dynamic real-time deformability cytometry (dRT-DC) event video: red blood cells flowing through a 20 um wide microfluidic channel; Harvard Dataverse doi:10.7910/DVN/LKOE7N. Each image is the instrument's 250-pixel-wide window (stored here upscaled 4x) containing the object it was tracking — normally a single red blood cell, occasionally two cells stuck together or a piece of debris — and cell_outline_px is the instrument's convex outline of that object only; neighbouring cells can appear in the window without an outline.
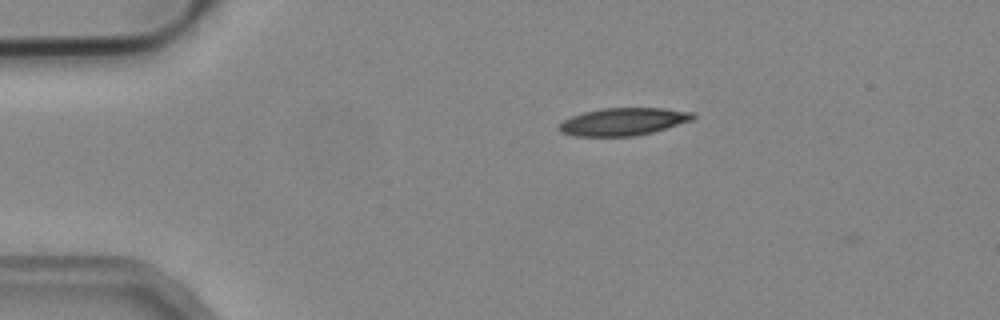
{"species": "common noctule bat (a hibernating species)", "species_latin": "Nyctalus noctula", "temperature_condition": "cold", "stored_images_in_passage": 2, "camera_frame_rate_fps": 3000, "um_per_image_px": 0.085, "animal": {"sex": "male", "body_mass_g": 19.2, "forearm_length_mm": 51.8}, "frame": {"image": 1, "passage_image": 1, "time_ms": 0.0, "image_size_px": [1000, 320], "cell_outline_px": [[696, 116], [692, 120], [652, 132], [636, 136], [576, 136], [560, 132], [556, 128], [564, 120], [572, 116], [584, 112], [600, 108], [664, 108], [692, 112]], "centroid_in_image_um": [52.95, 10.34], "position_along_channel_um": 32.0, "area_um2": 21.44}}